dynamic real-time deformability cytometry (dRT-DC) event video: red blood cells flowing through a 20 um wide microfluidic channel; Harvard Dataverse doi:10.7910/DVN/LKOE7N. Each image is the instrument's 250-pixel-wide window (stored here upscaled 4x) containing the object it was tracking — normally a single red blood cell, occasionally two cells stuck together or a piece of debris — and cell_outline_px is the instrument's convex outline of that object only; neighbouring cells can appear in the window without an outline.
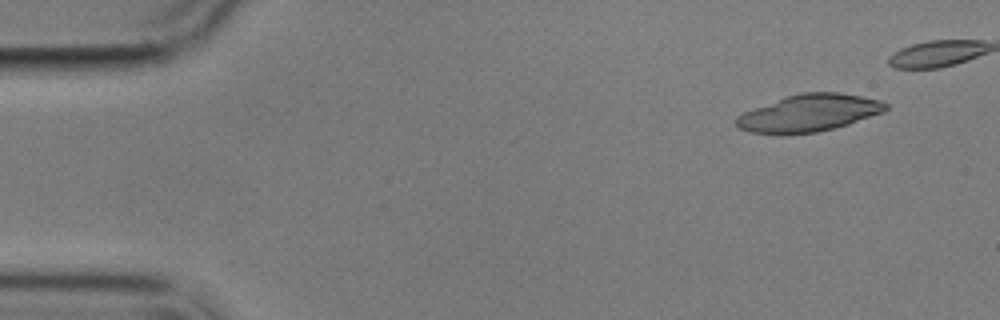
{"species": "common noctule bat (a hibernating species)", "species_latin": "Nyctalus noctula", "temperature_condition": "cold", "stored_images_in_passage": 6, "segment_of_instrument_passage": [1, 2], "camera_frame_rate_fps": 3000, "um_per_image_px": 0.085, "animal": {"sex": "male", "body_mass_g": 17.9}, "frame": {"image": 1, "passage_image": 2, "time_ms": 1.0, "image_size_px": [1000, 320], "cell_outline_px": [[888, 108], [884, 112], [848, 124], [816, 132], [780, 136], [748, 132], [740, 128], [736, 124], [736, 116], [744, 112], [788, 96], [800, 92], [836, 92], [860, 96], [880, 100], [888, 104]], "centroid_in_image_um": [68.75, 9.63], "position_along_channel_um": 16.3, "area_um2": 32.37}}